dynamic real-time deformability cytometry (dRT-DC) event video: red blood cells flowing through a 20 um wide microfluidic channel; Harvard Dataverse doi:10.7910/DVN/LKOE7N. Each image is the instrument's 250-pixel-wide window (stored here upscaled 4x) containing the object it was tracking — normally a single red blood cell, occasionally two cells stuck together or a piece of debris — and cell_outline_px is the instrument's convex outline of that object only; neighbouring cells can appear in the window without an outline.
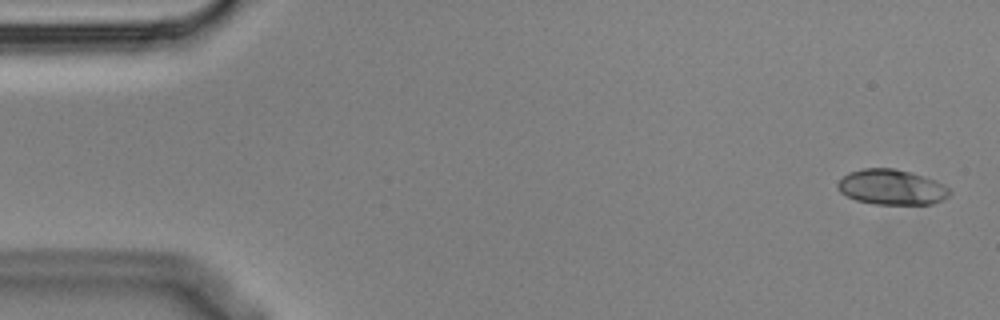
{"species": "Egyptian fruit bat (a non-hibernating species)", "species_latin": "Rousettus aegyptiacus", "temperature_condition": "cold", "stored_images_in_passage": 6, "segment_of_instrument_passage": [2, 2], "camera_frame_rate_fps": 3000, "um_per_image_px": 0.085, "animal": {"sex": "male"}, "frame": {"image": 1, "passage_image": 6, "time_ms": 1.667, "image_size_px": [1000, 320], "cell_outline_px": [[952, 192], [944, 200], [932, 204], [876, 204], [856, 200], [840, 192], [836, 188], [836, 184], [848, 172], [864, 168], [892, 168], [912, 172], [936, 180], [944, 184]], "centroid_in_image_um": [75.81, 15.9], "position_along_channel_um": 9.2, "area_um2": 23.18}}